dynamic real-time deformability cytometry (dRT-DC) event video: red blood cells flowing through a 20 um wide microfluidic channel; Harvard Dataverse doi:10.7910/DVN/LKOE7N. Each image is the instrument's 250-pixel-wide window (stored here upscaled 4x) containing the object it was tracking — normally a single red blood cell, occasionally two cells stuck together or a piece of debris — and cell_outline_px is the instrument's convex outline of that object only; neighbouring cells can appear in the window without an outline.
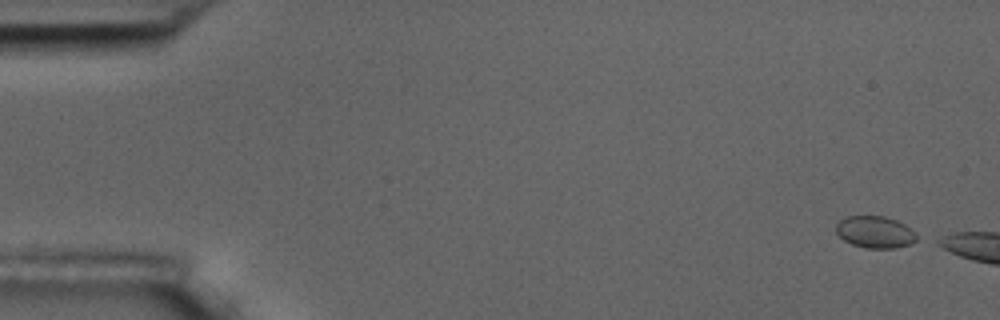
{"species": "common noctule bat (a hibernating species)", "species_latin": "Nyctalus noctula", "temperature_condition": "room temperature", "stored_images_in_passage": 4, "camera_frame_rate_fps": 3000, "um_per_image_px": 0.085, "animal": {"sex": "male", "body_mass_g": 17.5, "forearm_length_mm": 52.3}, "frame": {"image": 1, "passage_image": 1, "time_ms": 0.0, "image_size_px": [1000, 320], "cell_outline_px": [[920, 240], [912, 244], [896, 248], [864, 248], [852, 244], [844, 240], [836, 232], [836, 224], [844, 216], [884, 216], [896, 220], [904, 224]], "centroid_in_image_um": [74.37, 19.73], "position_along_channel_um": 10.6, "area_um2": 15.03}}